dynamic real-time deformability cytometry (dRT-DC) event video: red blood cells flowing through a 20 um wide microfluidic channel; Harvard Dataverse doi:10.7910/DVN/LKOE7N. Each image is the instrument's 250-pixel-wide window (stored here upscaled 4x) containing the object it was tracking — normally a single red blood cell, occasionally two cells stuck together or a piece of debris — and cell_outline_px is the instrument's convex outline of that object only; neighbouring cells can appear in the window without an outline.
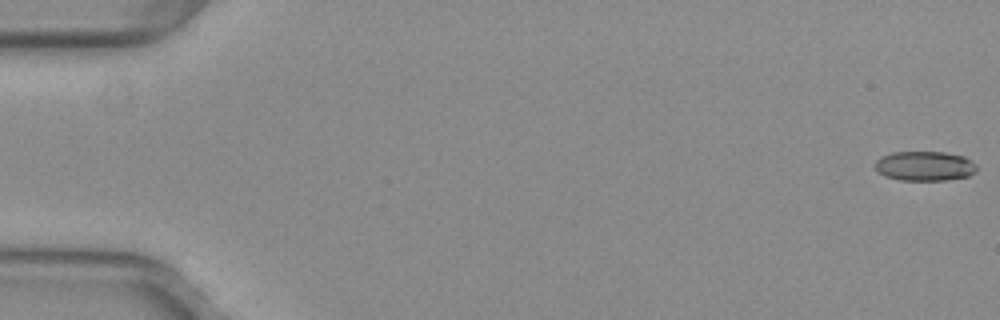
{"species": "common noctule bat (a hibernating species)", "species_latin": "Nyctalus noctula", "temperature_condition": "warm", "stored_images_in_passage": 53, "camera_frame_rate_fps": 3000, "um_per_image_px": 0.085, "animal": {"sex": "female", "body_mass_g": 29.2, "forearm_length_mm": 56.3}, "frame": {"image": 1, "passage_image": 1, "time_ms": 0.0, "image_size_px": [1000, 320], "cell_outline_px": [[976, 172], [968, 176], [944, 180], [900, 180], [884, 176], [876, 172], [876, 160], [880, 156], [892, 152], [944, 152], [964, 156], [972, 160], [976, 164]], "centroid_in_image_um": [78.59, 14.11], "position_along_channel_um": 6.4, "area_um2": 17.69}}
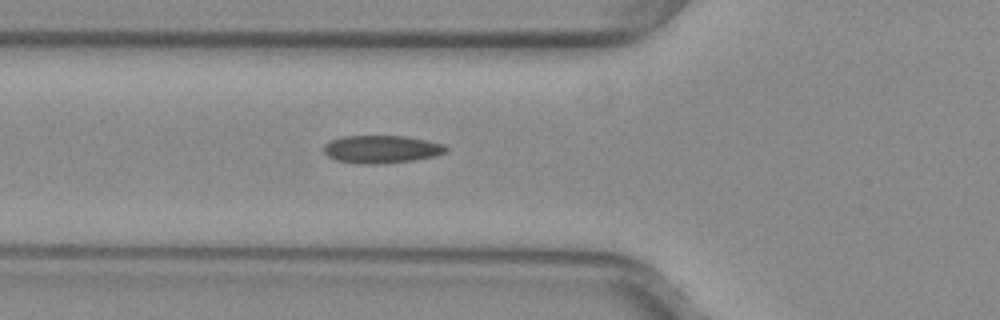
{"frame": {"image": 2, "passage_image": 20, "time_ms": 6.333, "image_size_px": [1000, 320], "cell_outline_px": [[448, 148], [444, 152], [436, 156], [388, 164], [356, 164], [336, 160], [328, 156], [324, 152], [324, 144], [332, 140], [344, 136], [408, 136], [428, 140], [444, 144]], "centroid_in_image_um": [32.44, 12.69], "position_along_channel_um": 93.4, "area_um2": 20.0}}
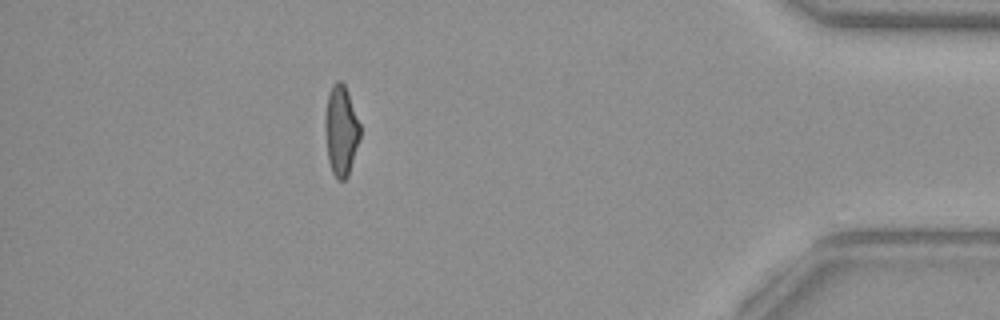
{"frame": {"image": 3, "passage_image": 47, "time_ms": 15.333, "image_size_px": [1000, 320], "cell_outline_px": [[360, 140], [348, 176], [344, 180], [336, 180], [332, 172], [328, 160], [324, 128], [324, 120], [328, 92], [332, 84], [336, 80], [340, 80], [344, 84], [348, 92], [360, 124]], "centroid_in_image_um": [28.98, 11.1], "position_along_channel_um": 406.2, "area_um2": 18.73}, "authors_computed_cell_mechanics": {"area_um2": 18.7272, "velocity_mm_per_s": 4.0308, "shape_relaxation_time_tau1_ms": null, "shape_relaxation_time_tau2_ms": 1.0912, "deformation_change_tau1": null, "deformation_change_tau2": 0.0734}}